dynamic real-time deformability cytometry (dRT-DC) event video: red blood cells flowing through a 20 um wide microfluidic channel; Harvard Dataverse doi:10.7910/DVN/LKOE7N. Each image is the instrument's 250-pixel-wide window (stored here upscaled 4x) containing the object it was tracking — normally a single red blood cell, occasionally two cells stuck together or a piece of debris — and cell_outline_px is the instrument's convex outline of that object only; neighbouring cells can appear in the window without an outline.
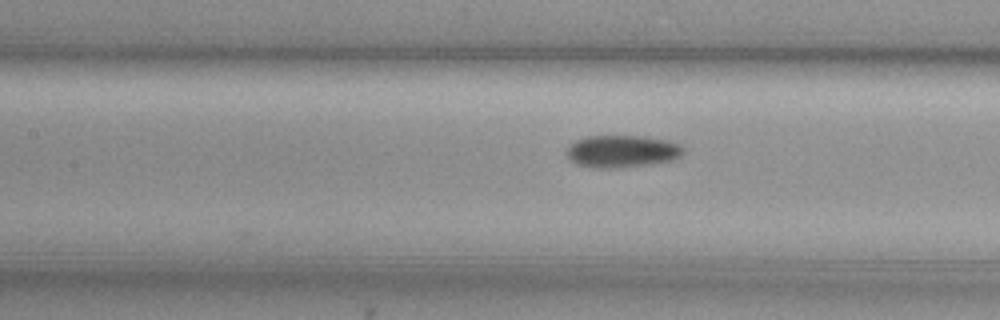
{"species": "common noctule bat (a hibernating species)", "species_latin": "Nyctalus noctula", "temperature_condition": "cold", "stored_images_in_passage": 11, "camera_frame_rate_fps": 3000, "um_per_image_px": 0.085, "animal": {"sex": "female", "body_mass_g": 29.2, "forearm_length_mm": 56.3}, "frame": {"image": 1, "passage_image": 8, "time_ms": 2.333, "image_size_px": [1000, 320], "cell_outline_px": [[688, 148], [680, 156], [672, 160], [656, 164], [624, 168], [592, 168], [576, 164], [568, 160], [564, 152], [564, 148], [568, 144], [584, 136], [648, 136], [672, 140], [684, 144]], "centroid_in_image_um": [52.9, 12.86], "position_along_channel_um": 154.5, "area_um2": 23.18}}